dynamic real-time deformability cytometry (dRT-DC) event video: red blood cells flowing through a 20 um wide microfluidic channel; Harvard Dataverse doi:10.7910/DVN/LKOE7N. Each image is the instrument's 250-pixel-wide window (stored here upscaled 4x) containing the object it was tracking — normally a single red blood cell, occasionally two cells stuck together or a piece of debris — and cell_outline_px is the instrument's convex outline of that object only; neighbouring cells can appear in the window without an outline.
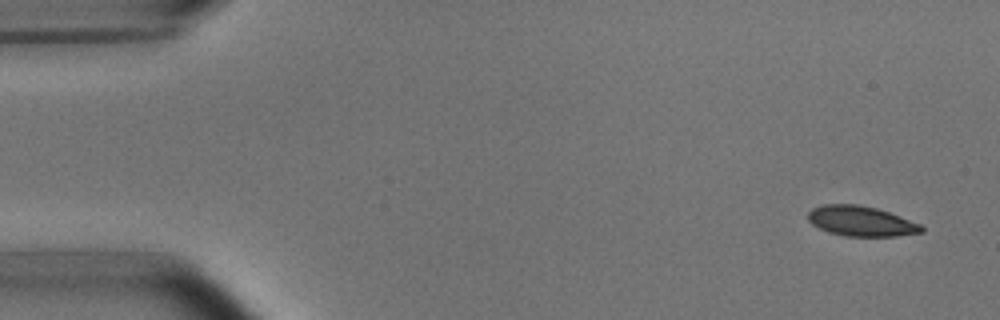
{"species": "common noctule bat (a hibernating species)", "species_latin": "Nyctalus noctula", "temperature_condition": "room temperature", "stored_images_in_passage": 8, "camera_frame_rate_fps": 3000, "um_per_image_px": 0.085, "animal": {"sex": "male", "body_mass_g": 15.6}, "frame": {"image": 1, "passage_image": 1, "time_ms": 0.0, "image_size_px": [1000, 320], "cell_outline_px": [[924, 232], [896, 236], [844, 236], [828, 232], [812, 224], [808, 220], [808, 212], [812, 208], [824, 204], [860, 204], [876, 208], [888, 212], [920, 224], [924, 228]], "centroid_in_image_um": [73.17, 18.79], "position_along_channel_um": 11.8, "area_um2": 19.88}}
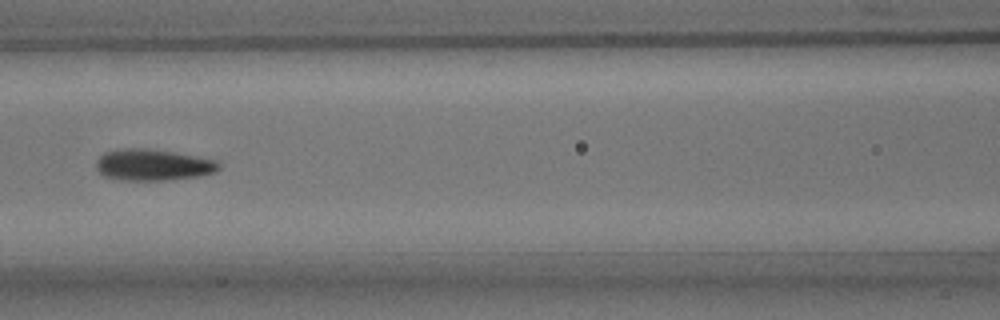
{"frame": {"image": 2, "passage_image": 7, "time_ms": 7.0, "image_size_px": [1000, 320], "cell_outline_px": [[220, 168], [216, 172], [200, 176], [168, 180], [120, 180], [104, 176], [96, 168], [96, 160], [104, 152], [120, 148], [148, 148], [196, 156], [216, 160], [220, 164]], "centroid_in_image_um": [13.0, 14.01], "position_along_channel_um": 153.6, "area_um2": 22.6}}
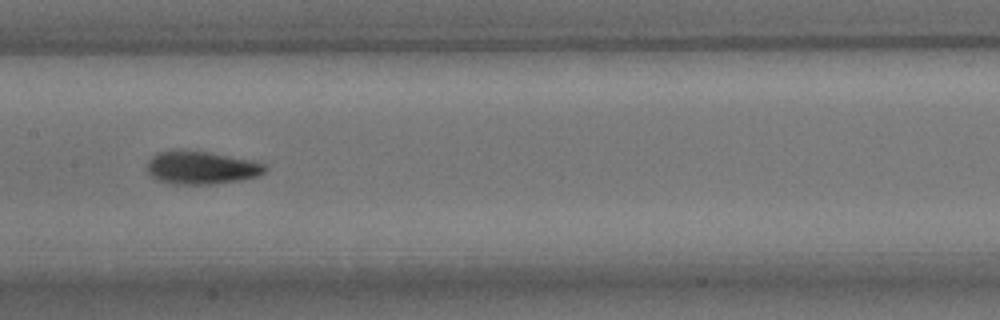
{"frame": {"image": 3, "passage_image": 8, "time_ms": 8.0, "image_size_px": [1000, 320], "cell_outline_px": [[268, 168], [264, 172], [256, 176], [240, 180], [216, 184], [168, 184], [152, 176], [148, 172], [148, 160], [156, 152], [176, 148], [180, 148], [208, 152], [252, 160], [264, 164]], "centroid_in_image_um": [17.08, 14.23], "position_along_channel_um": 190.3, "area_um2": 23.0}}